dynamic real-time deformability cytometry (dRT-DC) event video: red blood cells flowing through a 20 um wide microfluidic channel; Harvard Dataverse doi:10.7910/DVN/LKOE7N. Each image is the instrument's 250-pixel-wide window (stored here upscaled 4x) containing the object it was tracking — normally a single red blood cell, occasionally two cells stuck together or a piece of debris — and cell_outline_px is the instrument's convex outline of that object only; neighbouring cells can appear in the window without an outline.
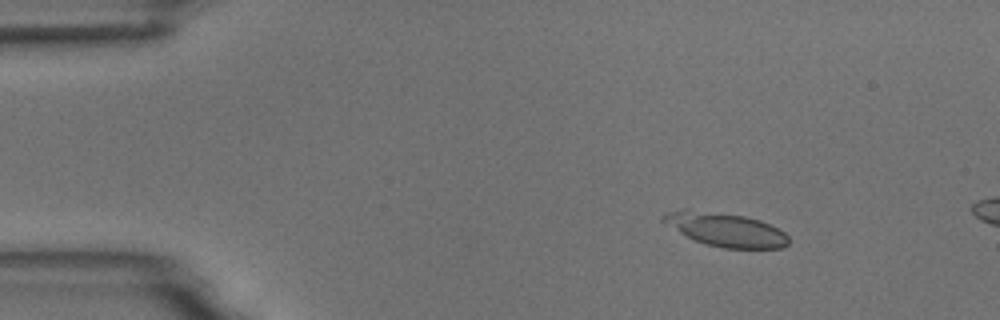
{"species": "common noctule bat (a hibernating species)", "species_latin": "Nyctalus noctula", "temperature_condition": "room temperature", "stored_images_in_passage": 4, "camera_frame_rate_fps": 3000, "um_per_image_px": 0.085, "animal": {"sex": "male", "body_mass_g": 18.8}, "frame": {"image": 1, "passage_image": 2, "time_ms": 1.333, "image_size_px": [1000, 320], "cell_outline_px": [[788, 244], [780, 248], [724, 248], [708, 244], [696, 240], [680, 232], [660, 220], [660, 216], [668, 212], [684, 208], [744, 216], [760, 220], [784, 232], [788, 236]], "centroid_in_image_um": [61.65, 19.5], "position_along_channel_um": 23.3, "area_um2": 24.22}}